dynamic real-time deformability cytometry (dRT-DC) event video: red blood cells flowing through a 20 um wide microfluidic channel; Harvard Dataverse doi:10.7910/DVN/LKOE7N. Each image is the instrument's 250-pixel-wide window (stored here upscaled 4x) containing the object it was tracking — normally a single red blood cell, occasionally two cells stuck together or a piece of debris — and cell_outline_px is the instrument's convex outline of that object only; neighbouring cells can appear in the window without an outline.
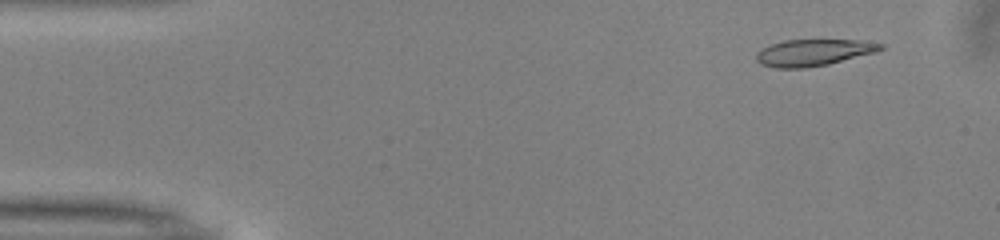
{"species": "common noctule bat (a hibernating species)", "species_latin": "Nyctalus noctula", "temperature_condition": "warm", "stored_images_in_passage": 40, "camera_frame_rate_fps": 3000, "um_per_image_px": 0.085, "animal": {"sex": "male", "body_mass_g": 13.0, "forearm_length_mm": 53.1}, "frame": {"image": 1, "passage_image": 4, "time_ms": 1.0, "image_size_px": [1000, 240], "cell_outline_px": [[884, 48], [876, 52], [828, 64], [804, 68], [776, 68], [760, 64], [756, 60], [756, 52], [772, 44], [784, 40], [864, 40], [884, 44]], "centroid_in_image_um": [69.16, 4.46], "position_along_channel_um": 15.8, "area_um2": 19.25}}
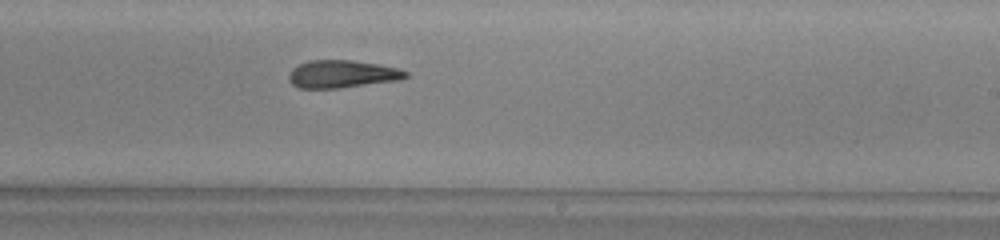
{"frame": {"image": 2, "passage_image": 30, "time_ms": 9.667, "image_size_px": [1000, 240], "cell_outline_px": [[408, 76], [400, 80], [340, 88], [300, 88], [292, 84], [288, 80], [288, 76], [292, 68], [308, 60], [352, 60], [380, 64], [400, 68], [408, 72]], "centroid_in_image_um": [29.1, 6.29], "position_along_channel_um": 259.9, "area_um2": 19.02}}
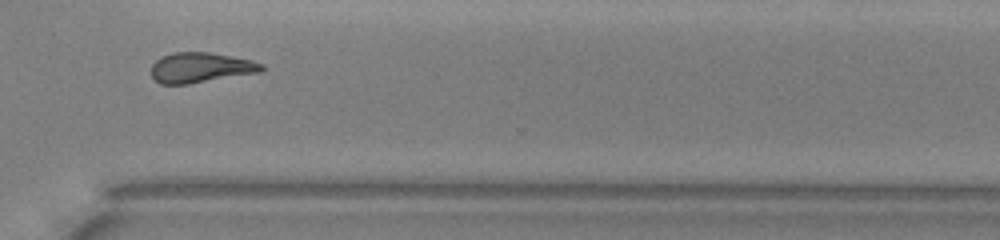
{"frame": {"image": 3, "passage_image": 37, "time_ms": 12.0, "image_size_px": [1000, 240], "cell_outline_px": [[264, 68], [260, 72], [188, 84], [160, 84], [152, 76], [152, 64], [160, 56], [172, 52], [208, 52], [252, 60], [264, 64]], "centroid_in_image_um": [17.04, 5.74], "position_along_channel_um": 353.6, "area_um2": 19.36}, "authors_computed_cell_mechanics": {"area_um2": 19.7098, "velocity_mm_per_s": 4.0034, "shape_relaxation_time_tau1_ms": 9.7935, "shape_relaxation_time_tau2_ms": 4.5456, "deformation_change_tau1": 0.2658, "deformation_change_tau2": 0.1478}}